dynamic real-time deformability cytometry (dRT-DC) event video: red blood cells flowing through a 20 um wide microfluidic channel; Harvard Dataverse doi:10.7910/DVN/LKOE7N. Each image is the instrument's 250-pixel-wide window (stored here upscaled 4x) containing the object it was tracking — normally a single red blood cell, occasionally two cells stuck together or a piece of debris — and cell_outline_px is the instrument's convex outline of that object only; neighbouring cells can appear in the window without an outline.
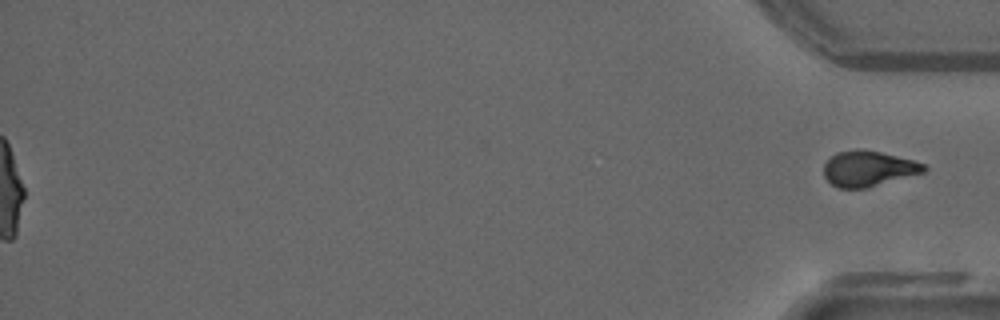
{"species": "common noctule bat (a hibernating species)", "species_latin": "Nyctalus noctula", "temperature_condition": "warm", "stored_images_in_passage": 50, "segment_of_instrument_passage": [2, 2], "camera_frame_rate_fps": 3000, "um_per_image_px": 0.085, "animal": {"sex": "male", "forearm_length_mm": 52.5}, "frame": {"image": 1, "passage_image": 50, "time_ms": 16.333, "image_size_px": [1000, 320], "cell_outline_px": [[928, 168], [924, 172], [868, 188], [836, 188], [824, 176], [824, 164], [836, 152], [860, 148], [880, 152], [912, 160], [924, 164]], "centroid_in_image_um": [73.79, 14.33], "position_along_channel_um": 361.4, "area_um2": 20.69}}